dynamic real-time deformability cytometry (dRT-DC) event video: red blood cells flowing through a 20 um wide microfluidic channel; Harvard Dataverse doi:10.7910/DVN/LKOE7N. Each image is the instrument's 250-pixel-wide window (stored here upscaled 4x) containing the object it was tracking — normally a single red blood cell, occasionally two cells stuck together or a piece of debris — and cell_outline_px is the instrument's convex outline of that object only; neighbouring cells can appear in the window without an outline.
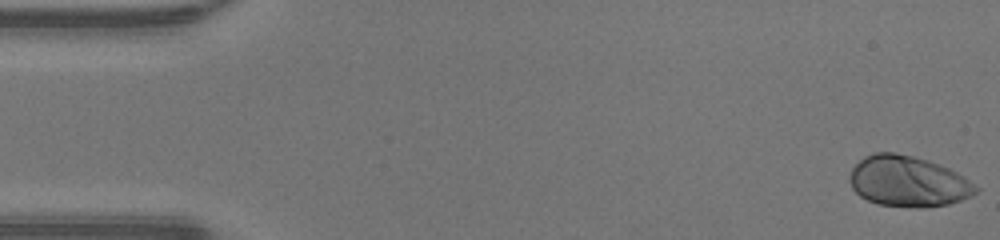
{"species": "human", "species_latin": "Homo sapiens", "temperature_condition": "warm", "stored_images_in_passage": 48, "camera_frame_rate_fps": 3000, "um_per_image_px": 0.085, "donor": {"sex": "male"}, "frame": {"image": 1, "passage_image": 1, "time_ms": 0.0, "image_size_px": [1000, 240], "cell_outline_px": [[980, 188], [972, 196], [948, 204], [920, 208], [916, 208], [876, 204], [860, 196], [852, 188], [852, 168], [864, 156], [872, 152], [896, 152], [928, 160], [948, 168], [964, 176]], "centroid_in_image_um": [77.21, 15.42], "position_along_channel_um": 7.8, "area_um2": 37.22}}
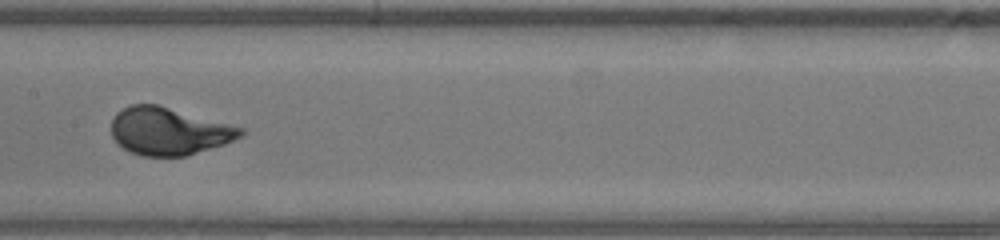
{"frame": {"image": 2, "passage_image": 24, "time_ms": 7.667, "image_size_px": [1000, 240], "cell_outline_px": [[244, 136], [224, 144], [184, 156], [144, 156], [132, 152], [124, 148], [112, 136], [112, 120], [116, 112], [132, 104], [156, 104], [244, 128]], "centroid_in_image_um": [14.36, 11.15], "position_along_channel_um": 193.0, "area_um2": 35.37}}
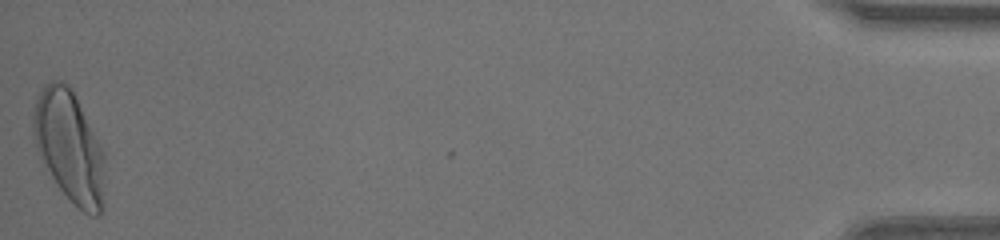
{"frame": {"image": 3, "passage_image": 48, "time_ms": 15.667, "image_size_px": [1000, 240], "cell_outline_px": [[104, 200], [100, 216], [92, 216], [84, 212], [56, 184], [36, 148], [32, 132], [32, 116], [36, 100], [44, 84], [52, 80], [60, 80], [68, 84], [72, 88], [104, 152]], "centroid_in_image_um": [5.9, 12.43], "position_along_channel_um": 429.3, "area_um2": 46.18}, "authors_computed_cell_mechanics": {"area_um2": 35.9227, "velocity_mm_per_s": 4.2827, "shape_relaxation_time_tau1_ms": 2.6023, "shape_relaxation_time_tau2_ms": null, "deformation_change_tau1": 0.1759, "deformation_change_tau2": null}}